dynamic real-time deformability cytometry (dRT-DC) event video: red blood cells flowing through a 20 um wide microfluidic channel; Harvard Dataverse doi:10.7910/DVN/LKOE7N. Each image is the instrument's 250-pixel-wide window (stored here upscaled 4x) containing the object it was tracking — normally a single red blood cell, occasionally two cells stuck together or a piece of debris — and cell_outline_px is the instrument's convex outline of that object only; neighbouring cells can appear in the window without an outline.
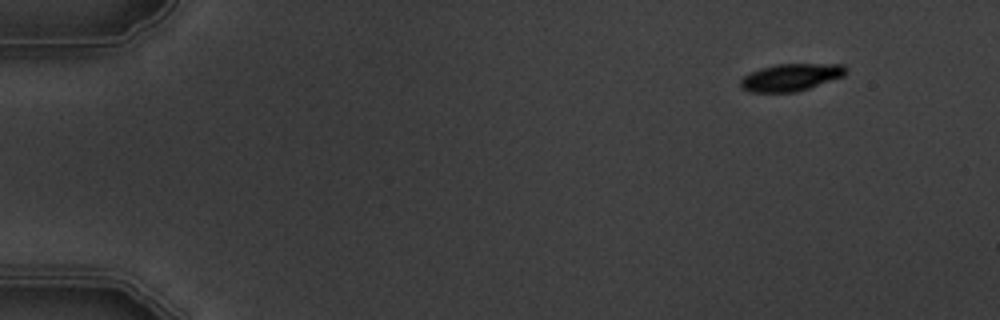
{"species": "common noctule bat (a hibernating species)", "species_latin": "Nyctalus noctula", "temperature_condition": "warm", "stored_images_in_passage": 6, "segment_of_instrument_passage": [2, 2], "camera_frame_rate_fps": 3000, "um_per_image_px": 0.085, "animal": {"sex": "male", "body_mass_g": 19.5, "forearm_length_mm": 54.6}, "frame": {"image": 1, "passage_image": 6, "time_ms": 6.0, "image_size_px": [1000, 320], "cell_outline_px": [[848, 72], [844, 76], [796, 92], [748, 92], [740, 88], [740, 80], [744, 76], [760, 68], [776, 64], [844, 64], [848, 68]], "centroid_in_image_um": [67.23, 6.57], "position_along_channel_um": 17.8, "area_um2": 16.82}}